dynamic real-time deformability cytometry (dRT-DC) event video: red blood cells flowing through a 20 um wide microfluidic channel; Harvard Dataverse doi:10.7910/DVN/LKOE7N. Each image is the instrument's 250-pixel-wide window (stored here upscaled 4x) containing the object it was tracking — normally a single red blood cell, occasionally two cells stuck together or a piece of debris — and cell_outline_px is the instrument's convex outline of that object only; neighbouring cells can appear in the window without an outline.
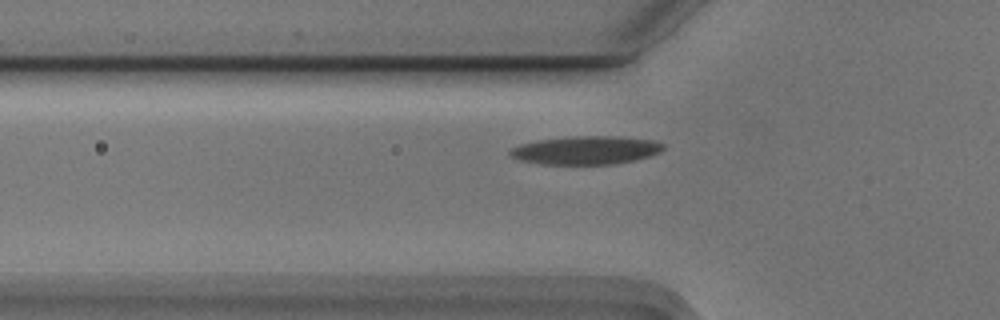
{"species": "Egyptian fruit bat (a non-hibernating species)", "species_latin": "Rousettus aegyptiacus", "temperature_condition": "cold", "stored_images_in_passage": 36, "camera_frame_rate_fps": 3000, "um_per_image_px": 0.085, "animal": {"sex": "male"}, "frame": {"image": 1, "passage_image": 3, "time_ms": 0.667, "image_size_px": [1000, 320], "cell_outline_px": [[664, 148], [660, 152], [636, 160], [616, 164], [540, 164], [520, 160], [512, 156], [508, 152], [512, 148], [520, 144], [536, 140], [572, 136], [616, 136], [656, 140], [664, 144]], "centroid_in_image_um": [49.83, 12.76], "position_along_channel_um": 76.0, "area_um2": 25.43}}
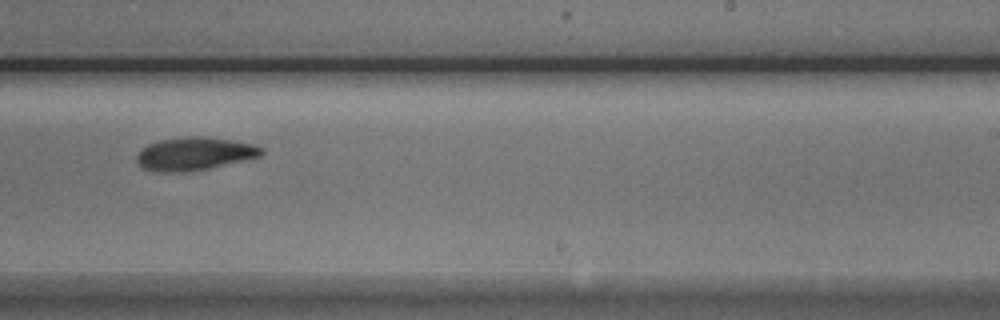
{"frame": {"image": 2, "passage_image": 19, "time_ms": 6.0, "image_size_px": [1000, 320], "cell_outline_px": [[264, 152], [260, 156], [244, 160], [208, 168], [180, 172], [164, 172], [144, 168], [136, 160], [136, 156], [140, 148], [148, 144], [160, 140], [188, 136], [204, 136], [232, 140], [252, 144], [264, 148]], "centroid_in_image_um": [16.52, 13.05], "position_along_channel_um": 272.5, "area_um2": 23.81}}
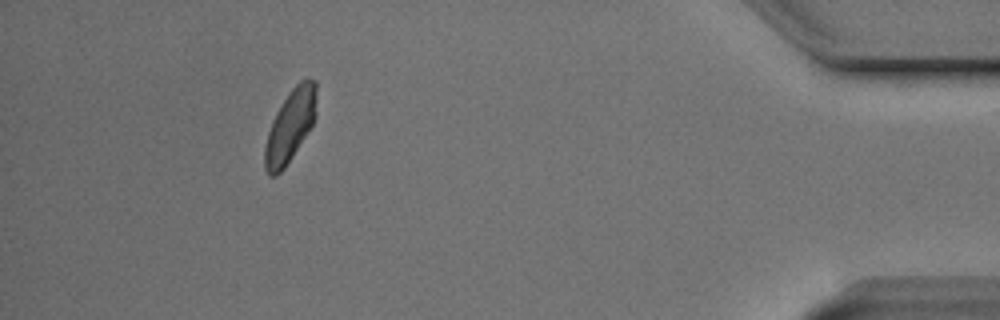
{"frame": {"image": 3, "passage_image": 35, "time_ms": 11.333, "image_size_px": [1000, 320], "cell_outline_px": [[316, 116], [312, 124], [292, 156], [284, 168], [276, 176], [268, 176], [264, 168], [264, 148], [268, 132], [272, 120], [276, 112], [292, 88], [300, 80], [316, 80]], "centroid_in_image_um": [24.64, 10.72], "position_along_channel_um": 410.6, "area_um2": 21.44}}